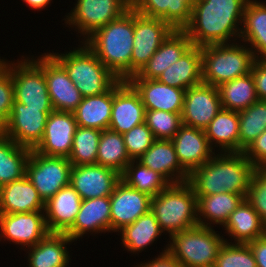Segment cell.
<instances>
[{
  "mask_svg": "<svg viewBox=\"0 0 266 267\" xmlns=\"http://www.w3.org/2000/svg\"><path fill=\"white\" fill-rule=\"evenodd\" d=\"M248 0H197L183 29L198 47L238 42Z\"/></svg>",
  "mask_w": 266,
  "mask_h": 267,
  "instance_id": "cell-1",
  "label": "cell"
},
{
  "mask_svg": "<svg viewBox=\"0 0 266 267\" xmlns=\"http://www.w3.org/2000/svg\"><path fill=\"white\" fill-rule=\"evenodd\" d=\"M255 170L243 152H216L189 174L188 182L196 196L247 194Z\"/></svg>",
  "mask_w": 266,
  "mask_h": 267,
  "instance_id": "cell-2",
  "label": "cell"
},
{
  "mask_svg": "<svg viewBox=\"0 0 266 267\" xmlns=\"http://www.w3.org/2000/svg\"><path fill=\"white\" fill-rule=\"evenodd\" d=\"M84 43L118 78L131 77V56L134 43V9L97 29Z\"/></svg>",
  "mask_w": 266,
  "mask_h": 267,
  "instance_id": "cell-3",
  "label": "cell"
},
{
  "mask_svg": "<svg viewBox=\"0 0 266 267\" xmlns=\"http://www.w3.org/2000/svg\"><path fill=\"white\" fill-rule=\"evenodd\" d=\"M79 43L73 50L64 53L49 50V53L65 68L82 97L101 95L119 79L84 42Z\"/></svg>",
  "mask_w": 266,
  "mask_h": 267,
  "instance_id": "cell-4",
  "label": "cell"
},
{
  "mask_svg": "<svg viewBox=\"0 0 266 267\" xmlns=\"http://www.w3.org/2000/svg\"><path fill=\"white\" fill-rule=\"evenodd\" d=\"M151 211L168 237L198 226L197 197L191 184H169L151 199Z\"/></svg>",
  "mask_w": 266,
  "mask_h": 267,
  "instance_id": "cell-5",
  "label": "cell"
},
{
  "mask_svg": "<svg viewBox=\"0 0 266 267\" xmlns=\"http://www.w3.org/2000/svg\"><path fill=\"white\" fill-rule=\"evenodd\" d=\"M202 83L218 87L251 72L255 57L241 41L201 47Z\"/></svg>",
  "mask_w": 266,
  "mask_h": 267,
  "instance_id": "cell-6",
  "label": "cell"
},
{
  "mask_svg": "<svg viewBox=\"0 0 266 267\" xmlns=\"http://www.w3.org/2000/svg\"><path fill=\"white\" fill-rule=\"evenodd\" d=\"M214 227L196 226L174 233L165 246L183 267L214 266L225 237ZM218 232V233H217Z\"/></svg>",
  "mask_w": 266,
  "mask_h": 267,
  "instance_id": "cell-7",
  "label": "cell"
},
{
  "mask_svg": "<svg viewBox=\"0 0 266 267\" xmlns=\"http://www.w3.org/2000/svg\"><path fill=\"white\" fill-rule=\"evenodd\" d=\"M20 57L11 61L14 100L28 108H53L44 76V53Z\"/></svg>",
  "mask_w": 266,
  "mask_h": 267,
  "instance_id": "cell-8",
  "label": "cell"
},
{
  "mask_svg": "<svg viewBox=\"0 0 266 267\" xmlns=\"http://www.w3.org/2000/svg\"><path fill=\"white\" fill-rule=\"evenodd\" d=\"M64 23L84 42L97 29L118 19L131 8V0H76ZM80 34V36H79Z\"/></svg>",
  "mask_w": 266,
  "mask_h": 267,
  "instance_id": "cell-9",
  "label": "cell"
},
{
  "mask_svg": "<svg viewBox=\"0 0 266 267\" xmlns=\"http://www.w3.org/2000/svg\"><path fill=\"white\" fill-rule=\"evenodd\" d=\"M72 164L66 157L46 156L31 150L26 176L44 202L70 184Z\"/></svg>",
  "mask_w": 266,
  "mask_h": 267,
  "instance_id": "cell-10",
  "label": "cell"
},
{
  "mask_svg": "<svg viewBox=\"0 0 266 267\" xmlns=\"http://www.w3.org/2000/svg\"><path fill=\"white\" fill-rule=\"evenodd\" d=\"M174 29L160 18L140 15L134 10V43L131 76L135 75L155 54Z\"/></svg>",
  "mask_w": 266,
  "mask_h": 267,
  "instance_id": "cell-11",
  "label": "cell"
},
{
  "mask_svg": "<svg viewBox=\"0 0 266 267\" xmlns=\"http://www.w3.org/2000/svg\"><path fill=\"white\" fill-rule=\"evenodd\" d=\"M53 108H28L14 100L7 119V137L16 144L34 150L41 142L48 115Z\"/></svg>",
  "mask_w": 266,
  "mask_h": 267,
  "instance_id": "cell-12",
  "label": "cell"
},
{
  "mask_svg": "<svg viewBox=\"0 0 266 267\" xmlns=\"http://www.w3.org/2000/svg\"><path fill=\"white\" fill-rule=\"evenodd\" d=\"M48 233L44 211L0 213V243L12 242L22 251L36 245Z\"/></svg>",
  "mask_w": 266,
  "mask_h": 267,
  "instance_id": "cell-13",
  "label": "cell"
},
{
  "mask_svg": "<svg viewBox=\"0 0 266 267\" xmlns=\"http://www.w3.org/2000/svg\"><path fill=\"white\" fill-rule=\"evenodd\" d=\"M152 197L120 180L110 195L111 232L117 233L151 210Z\"/></svg>",
  "mask_w": 266,
  "mask_h": 267,
  "instance_id": "cell-14",
  "label": "cell"
},
{
  "mask_svg": "<svg viewBox=\"0 0 266 267\" xmlns=\"http://www.w3.org/2000/svg\"><path fill=\"white\" fill-rule=\"evenodd\" d=\"M217 87L201 83L185 90L182 124L205 130L221 110Z\"/></svg>",
  "mask_w": 266,
  "mask_h": 267,
  "instance_id": "cell-15",
  "label": "cell"
},
{
  "mask_svg": "<svg viewBox=\"0 0 266 267\" xmlns=\"http://www.w3.org/2000/svg\"><path fill=\"white\" fill-rule=\"evenodd\" d=\"M145 122V108L140 94L127 81L119 79L113 85V105L109 128L124 134Z\"/></svg>",
  "mask_w": 266,
  "mask_h": 267,
  "instance_id": "cell-16",
  "label": "cell"
},
{
  "mask_svg": "<svg viewBox=\"0 0 266 267\" xmlns=\"http://www.w3.org/2000/svg\"><path fill=\"white\" fill-rule=\"evenodd\" d=\"M78 125L73 112L53 110L47 118L43 137L35 152L68 158Z\"/></svg>",
  "mask_w": 266,
  "mask_h": 267,
  "instance_id": "cell-17",
  "label": "cell"
},
{
  "mask_svg": "<svg viewBox=\"0 0 266 267\" xmlns=\"http://www.w3.org/2000/svg\"><path fill=\"white\" fill-rule=\"evenodd\" d=\"M121 180L116 170L99 164L72 165L70 185L82 200L106 197Z\"/></svg>",
  "mask_w": 266,
  "mask_h": 267,
  "instance_id": "cell-18",
  "label": "cell"
},
{
  "mask_svg": "<svg viewBox=\"0 0 266 267\" xmlns=\"http://www.w3.org/2000/svg\"><path fill=\"white\" fill-rule=\"evenodd\" d=\"M44 76L53 109L74 112L83 97L65 68L47 51L44 53Z\"/></svg>",
  "mask_w": 266,
  "mask_h": 267,
  "instance_id": "cell-19",
  "label": "cell"
},
{
  "mask_svg": "<svg viewBox=\"0 0 266 267\" xmlns=\"http://www.w3.org/2000/svg\"><path fill=\"white\" fill-rule=\"evenodd\" d=\"M109 232L111 233L110 196H106L82 200L74 223L65 234L76 242L88 233L95 237L99 233Z\"/></svg>",
  "mask_w": 266,
  "mask_h": 267,
  "instance_id": "cell-20",
  "label": "cell"
},
{
  "mask_svg": "<svg viewBox=\"0 0 266 267\" xmlns=\"http://www.w3.org/2000/svg\"><path fill=\"white\" fill-rule=\"evenodd\" d=\"M181 166L190 174L211 159L214 150L206 137L205 130L182 124L171 140Z\"/></svg>",
  "mask_w": 266,
  "mask_h": 267,
  "instance_id": "cell-21",
  "label": "cell"
},
{
  "mask_svg": "<svg viewBox=\"0 0 266 267\" xmlns=\"http://www.w3.org/2000/svg\"><path fill=\"white\" fill-rule=\"evenodd\" d=\"M127 81L140 94L145 110L182 113L184 89L171 87L157 79L129 78Z\"/></svg>",
  "mask_w": 266,
  "mask_h": 267,
  "instance_id": "cell-22",
  "label": "cell"
},
{
  "mask_svg": "<svg viewBox=\"0 0 266 267\" xmlns=\"http://www.w3.org/2000/svg\"><path fill=\"white\" fill-rule=\"evenodd\" d=\"M136 160L162 175L170 184L186 182L189 179V173L179 163L171 140L155 139Z\"/></svg>",
  "mask_w": 266,
  "mask_h": 267,
  "instance_id": "cell-23",
  "label": "cell"
},
{
  "mask_svg": "<svg viewBox=\"0 0 266 267\" xmlns=\"http://www.w3.org/2000/svg\"><path fill=\"white\" fill-rule=\"evenodd\" d=\"M82 199L69 184L45 202L44 215L49 233H65L74 223Z\"/></svg>",
  "mask_w": 266,
  "mask_h": 267,
  "instance_id": "cell-24",
  "label": "cell"
},
{
  "mask_svg": "<svg viewBox=\"0 0 266 267\" xmlns=\"http://www.w3.org/2000/svg\"><path fill=\"white\" fill-rule=\"evenodd\" d=\"M74 241L65 233H48L36 245L24 249L28 267H69L72 257L67 245Z\"/></svg>",
  "mask_w": 266,
  "mask_h": 267,
  "instance_id": "cell-25",
  "label": "cell"
},
{
  "mask_svg": "<svg viewBox=\"0 0 266 267\" xmlns=\"http://www.w3.org/2000/svg\"><path fill=\"white\" fill-rule=\"evenodd\" d=\"M45 202L25 175L0 187V213L44 211Z\"/></svg>",
  "mask_w": 266,
  "mask_h": 267,
  "instance_id": "cell-26",
  "label": "cell"
},
{
  "mask_svg": "<svg viewBox=\"0 0 266 267\" xmlns=\"http://www.w3.org/2000/svg\"><path fill=\"white\" fill-rule=\"evenodd\" d=\"M192 45L183 30H174L150 60L130 78L158 79L165 69L178 61Z\"/></svg>",
  "mask_w": 266,
  "mask_h": 267,
  "instance_id": "cell-27",
  "label": "cell"
},
{
  "mask_svg": "<svg viewBox=\"0 0 266 267\" xmlns=\"http://www.w3.org/2000/svg\"><path fill=\"white\" fill-rule=\"evenodd\" d=\"M159 82L178 89H188L202 83L201 47L192 45L179 59L158 77Z\"/></svg>",
  "mask_w": 266,
  "mask_h": 267,
  "instance_id": "cell-28",
  "label": "cell"
},
{
  "mask_svg": "<svg viewBox=\"0 0 266 267\" xmlns=\"http://www.w3.org/2000/svg\"><path fill=\"white\" fill-rule=\"evenodd\" d=\"M223 227L226 235H222L226 237L228 235L230 237V239H225L229 243L248 244L266 235L263 227V219L246 199L230 214L229 219Z\"/></svg>",
  "mask_w": 266,
  "mask_h": 267,
  "instance_id": "cell-29",
  "label": "cell"
},
{
  "mask_svg": "<svg viewBox=\"0 0 266 267\" xmlns=\"http://www.w3.org/2000/svg\"><path fill=\"white\" fill-rule=\"evenodd\" d=\"M260 1L246 3L239 41L253 51L255 59H266V3Z\"/></svg>",
  "mask_w": 266,
  "mask_h": 267,
  "instance_id": "cell-30",
  "label": "cell"
},
{
  "mask_svg": "<svg viewBox=\"0 0 266 267\" xmlns=\"http://www.w3.org/2000/svg\"><path fill=\"white\" fill-rule=\"evenodd\" d=\"M247 194L223 192L220 194L197 197L198 225L223 228L230 214L246 198Z\"/></svg>",
  "mask_w": 266,
  "mask_h": 267,
  "instance_id": "cell-31",
  "label": "cell"
},
{
  "mask_svg": "<svg viewBox=\"0 0 266 267\" xmlns=\"http://www.w3.org/2000/svg\"><path fill=\"white\" fill-rule=\"evenodd\" d=\"M140 15L160 18L174 30H183L190 22L191 8L181 0H131Z\"/></svg>",
  "mask_w": 266,
  "mask_h": 267,
  "instance_id": "cell-32",
  "label": "cell"
},
{
  "mask_svg": "<svg viewBox=\"0 0 266 267\" xmlns=\"http://www.w3.org/2000/svg\"><path fill=\"white\" fill-rule=\"evenodd\" d=\"M205 134L216 152H239L238 112L221 108L205 129Z\"/></svg>",
  "mask_w": 266,
  "mask_h": 267,
  "instance_id": "cell-33",
  "label": "cell"
},
{
  "mask_svg": "<svg viewBox=\"0 0 266 267\" xmlns=\"http://www.w3.org/2000/svg\"><path fill=\"white\" fill-rule=\"evenodd\" d=\"M118 233L122 247L127 252L137 254V256L154 242L156 243L157 239L162 237L161 235H166L161 230L155 214L151 210L140 216L132 224L125 226Z\"/></svg>",
  "mask_w": 266,
  "mask_h": 267,
  "instance_id": "cell-34",
  "label": "cell"
},
{
  "mask_svg": "<svg viewBox=\"0 0 266 267\" xmlns=\"http://www.w3.org/2000/svg\"><path fill=\"white\" fill-rule=\"evenodd\" d=\"M113 105V86L101 95L83 97L73 112L78 126L108 129Z\"/></svg>",
  "mask_w": 266,
  "mask_h": 267,
  "instance_id": "cell-35",
  "label": "cell"
},
{
  "mask_svg": "<svg viewBox=\"0 0 266 267\" xmlns=\"http://www.w3.org/2000/svg\"><path fill=\"white\" fill-rule=\"evenodd\" d=\"M217 88L223 109L240 112L259 100L251 72L223 83Z\"/></svg>",
  "mask_w": 266,
  "mask_h": 267,
  "instance_id": "cell-36",
  "label": "cell"
},
{
  "mask_svg": "<svg viewBox=\"0 0 266 267\" xmlns=\"http://www.w3.org/2000/svg\"><path fill=\"white\" fill-rule=\"evenodd\" d=\"M30 153L31 149L16 144L12 139L0 138V187L25 176Z\"/></svg>",
  "mask_w": 266,
  "mask_h": 267,
  "instance_id": "cell-37",
  "label": "cell"
},
{
  "mask_svg": "<svg viewBox=\"0 0 266 267\" xmlns=\"http://www.w3.org/2000/svg\"><path fill=\"white\" fill-rule=\"evenodd\" d=\"M131 161L122 134L110 129L103 130L99 139L96 164L122 174Z\"/></svg>",
  "mask_w": 266,
  "mask_h": 267,
  "instance_id": "cell-38",
  "label": "cell"
},
{
  "mask_svg": "<svg viewBox=\"0 0 266 267\" xmlns=\"http://www.w3.org/2000/svg\"><path fill=\"white\" fill-rule=\"evenodd\" d=\"M121 180L129 187L144 192L151 197L156 196L170 183L159 173L132 160L121 174Z\"/></svg>",
  "mask_w": 266,
  "mask_h": 267,
  "instance_id": "cell-39",
  "label": "cell"
},
{
  "mask_svg": "<svg viewBox=\"0 0 266 267\" xmlns=\"http://www.w3.org/2000/svg\"><path fill=\"white\" fill-rule=\"evenodd\" d=\"M238 115L239 152H244L266 130V101L258 100Z\"/></svg>",
  "mask_w": 266,
  "mask_h": 267,
  "instance_id": "cell-40",
  "label": "cell"
},
{
  "mask_svg": "<svg viewBox=\"0 0 266 267\" xmlns=\"http://www.w3.org/2000/svg\"><path fill=\"white\" fill-rule=\"evenodd\" d=\"M101 132L96 128L77 127L68 157L72 165L96 164Z\"/></svg>",
  "mask_w": 266,
  "mask_h": 267,
  "instance_id": "cell-41",
  "label": "cell"
},
{
  "mask_svg": "<svg viewBox=\"0 0 266 267\" xmlns=\"http://www.w3.org/2000/svg\"><path fill=\"white\" fill-rule=\"evenodd\" d=\"M182 113L145 110V123L155 139L172 140L182 125Z\"/></svg>",
  "mask_w": 266,
  "mask_h": 267,
  "instance_id": "cell-42",
  "label": "cell"
},
{
  "mask_svg": "<svg viewBox=\"0 0 266 267\" xmlns=\"http://www.w3.org/2000/svg\"><path fill=\"white\" fill-rule=\"evenodd\" d=\"M214 267H257L249 244L224 242Z\"/></svg>",
  "mask_w": 266,
  "mask_h": 267,
  "instance_id": "cell-43",
  "label": "cell"
},
{
  "mask_svg": "<svg viewBox=\"0 0 266 267\" xmlns=\"http://www.w3.org/2000/svg\"><path fill=\"white\" fill-rule=\"evenodd\" d=\"M122 136L127 153L132 160H136L144 154L155 140L152 131L145 122L133 127Z\"/></svg>",
  "mask_w": 266,
  "mask_h": 267,
  "instance_id": "cell-44",
  "label": "cell"
},
{
  "mask_svg": "<svg viewBox=\"0 0 266 267\" xmlns=\"http://www.w3.org/2000/svg\"><path fill=\"white\" fill-rule=\"evenodd\" d=\"M245 199L263 219L266 232V168H256Z\"/></svg>",
  "mask_w": 266,
  "mask_h": 267,
  "instance_id": "cell-45",
  "label": "cell"
},
{
  "mask_svg": "<svg viewBox=\"0 0 266 267\" xmlns=\"http://www.w3.org/2000/svg\"><path fill=\"white\" fill-rule=\"evenodd\" d=\"M14 102V83L11 77V61L0 57V116L9 118Z\"/></svg>",
  "mask_w": 266,
  "mask_h": 267,
  "instance_id": "cell-46",
  "label": "cell"
},
{
  "mask_svg": "<svg viewBox=\"0 0 266 267\" xmlns=\"http://www.w3.org/2000/svg\"><path fill=\"white\" fill-rule=\"evenodd\" d=\"M243 153L256 168H266V130Z\"/></svg>",
  "mask_w": 266,
  "mask_h": 267,
  "instance_id": "cell-47",
  "label": "cell"
},
{
  "mask_svg": "<svg viewBox=\"0 0 266 267\" xmlns=\"http://www.w3.org/2000/svg\"><path fill=\"white\" fill-rule=\"evenodd\" d=\"M251 73L259 100L266 101V59H255Z\"/></svg>",
  "mask_w": 266,
  "mask_h": 267,
  "instance_id": "cell-48",
  "label": "cell"
},
{
  "mask_svg": "<svg viewBox=\"0 0 266 267\" xmlns=\"http://www.w3.org/2000/svg\"><path fill=\"white\" fill-rule=\"evenodd\" d=\"M134 267H183L174 256L167 250V247L164 246V249L152 260L149 259L142 263L139 262L137 265H133Z\"/></svg>",
  "mask_w": 266,
  "mask_h": 267,
  "instance_id": "cell-49",
  "label": "cell"
},
{
  "mask_svg": "<svg viewBox=\"0 0 266 267\" xmlns=\"http://www.w3.org/2000/svg\"><path fill=\"white\" fill-rule=\"evenodd\" d=\"M248 244L253 251L257 267H266V235Z\"/></svg>",
  "mask_w": 266,
  "mask_h": 267,
  "instance_id": "cell-50",
  "label": "cell"
},
{
  "mask_svg": "<svg viewBox=\"0 0 266 267\" xmlns=\"http://www.w3.org/2000/svg\"><path fill=\"white\" fill-rule=\"evenodd\" d=\"M25 2L26 6L30 9H34V11H41L42 9L48 8V5L52 2V0H22Z\"/></svg>",
  "mask_w": 266,
  "mask_h": 267,
  "instance_id": "cell-51",
  "label": "cell"
},
{
  "mask_svg": "<svg viewBox=\"0 0 266 267\" xmlns=\"http://www.w3.org/2000/svg\"><path fill=\"white\" fill-rule=\"evenodd\" d=\"M5 137H7V122L2 116H0V138Z\"/></svg>",
  "mask_w": 266,
  "mask_h": 267,
  "instance_id": "cell-52",
  "label": "cell"
},
{
  "mask_svg": "<svg viewBox=\"0 0 266 267\" xmlns=\"http://www.w3.org/2000/svg\"><path fill=\"white\" fill-rule=\"evenodd\" d=\"M181 1L185 2L192 9L197 0H181Z\"/></svg>",
  "mask_w": 266,
  "mask_h": 267,
  "instance_id": "cell-53",
  "label": "cell"
}]
</instances>
